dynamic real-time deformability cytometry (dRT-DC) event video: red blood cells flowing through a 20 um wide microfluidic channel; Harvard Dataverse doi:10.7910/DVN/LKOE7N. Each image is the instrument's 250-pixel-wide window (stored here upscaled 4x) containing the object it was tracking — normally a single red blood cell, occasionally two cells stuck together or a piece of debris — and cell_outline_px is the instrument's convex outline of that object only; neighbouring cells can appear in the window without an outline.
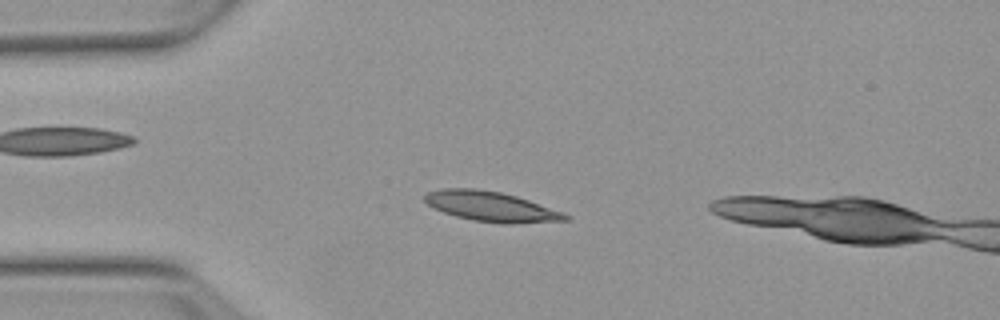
{"species": "Egyptian fruit bat (a non-hibernating species)", "species_latin": "Rousettus aegyptiacus", "temperature_condition": "warm", "stored_images_in_passage": 53, "camera_frame_rate_fps": 3000, "um_per_image_px": 0.085, "animal": {"sex": "female"}, "frame": {"image": 1, "passage_image": 12, "time_ms": 3.667, "image_size_px": [1000, 320], "cell_outline_px": [[572, 216], [568, 220], [512, 224], [504, 224], [472, 220], [456, 216], [444, 212], [428, 204], [424, 200], [424, 196], [428, 192], [440, 188], [476, 188], [500, 192], [516, 196], [564, 212]], "centroid_in_image_um": [41.77, 17.55], "position_along_channel_um": 43.2, "area_um2": 24.57}}
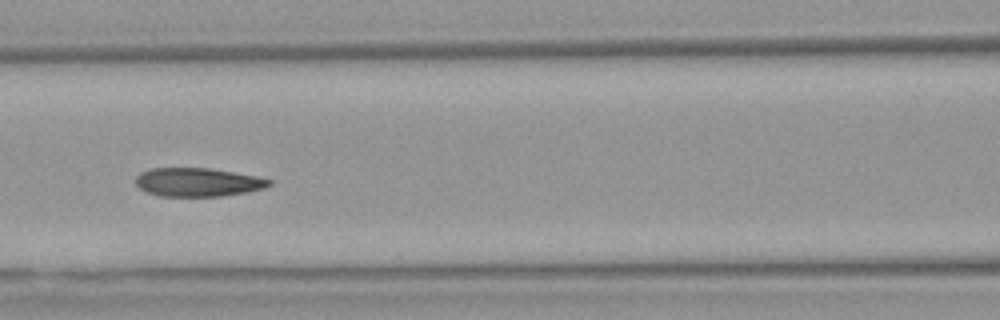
{"frame": {"image": 2, "passage_image": 22, "time_ms": 7.0, "image_size_px": [1000, 320], "cell_outline_px": [[272, 184], [264, 188], [244, 192], [220, 196], [160, 196], [148, 192], [140, 188], [136, 184], [136, 176], [140, 172], [152, 168], [208, 168], [256, 176], [272, 180]], "centroid_in_image_um": [16.79, 15.48], "position_along_channel_um": 149.8, "area_um2": 22.02}}
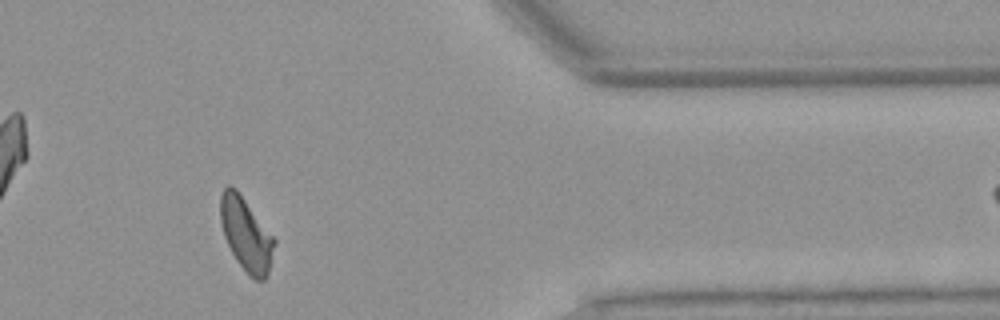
{"frame": {"image": 3, "passage_image": 43, "time_ms": 14.0, "image_size_px": [1000, 320], "cell_outline_px": [[276, 240], [268, 276], [264, 280], [256, 280], [236, 260], [224, 236], [220, 220], [220, 196], [224, 188], [228, 184], [232, 184], [236, 188]], "centroid_in_image_um": [20.91, 19.88], "position_along_channel_um": 390.5, "area_um2": 22.77}, "authors_computed_cell_mechanics": {"area_um2": 23.0044, "velocity_mm_per_s": 3.8049, "shape_relaxation_time_tau1_ms": 5.9226, "shape_relaxation_time_tau2_ms": 2.5131, "deformation_change_tau1": 0.1946, "deformation_change_tau2": 0.089}}